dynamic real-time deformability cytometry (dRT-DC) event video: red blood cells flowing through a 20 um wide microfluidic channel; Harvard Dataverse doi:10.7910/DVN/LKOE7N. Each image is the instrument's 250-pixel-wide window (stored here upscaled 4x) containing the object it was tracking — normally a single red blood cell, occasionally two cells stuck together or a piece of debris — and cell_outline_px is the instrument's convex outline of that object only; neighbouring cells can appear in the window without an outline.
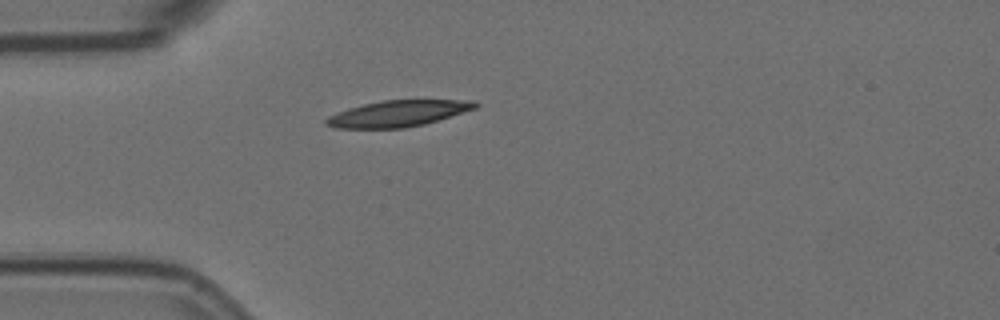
{"species": "Egyptian fruit bat (a non-hibernating species)", "species_latin": "Rousettus aegyptiacus", "temperature_condition": "room temperature", "stored_images_in_passage": 1, "camera_frame_rate_fps": 3000, "um_per_image_px": 0.085, "animal": {"sex": "female"}, "frame": {"image": 1, "passage_image": 1, "time_ms": 0.0, "image_size_px": [1000, 320], "cell_outline_px": [[480, 104], [476, 108], [424, 124], [404, 128], [332, 128], [324, 124], [324, 120], [328, 116], [348, 108], [364, 104], [384, 100], [476, 100]], "centroid_in_image_um": [33.81, 9.65], "position_along_channel_um": 51.2, "area_um2": 22.72}}